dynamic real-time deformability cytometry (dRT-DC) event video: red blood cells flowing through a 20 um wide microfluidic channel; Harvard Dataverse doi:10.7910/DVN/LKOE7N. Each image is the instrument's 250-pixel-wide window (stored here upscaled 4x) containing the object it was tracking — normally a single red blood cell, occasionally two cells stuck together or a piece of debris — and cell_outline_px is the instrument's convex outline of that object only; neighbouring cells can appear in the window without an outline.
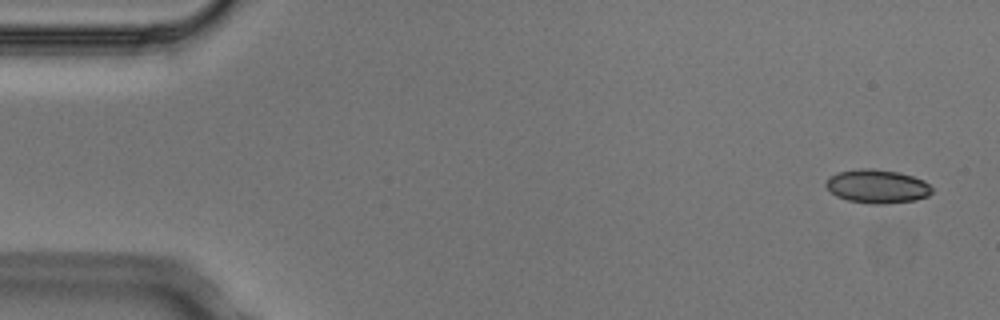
{"species": "Egyptian fruit bat (a non-hibernating species)", "species_latin": "Rousettus aegyptiacus", "temperature_condition": "cold", "stored_images_in_passage": 5, "camera_frame_rate_fps": 3000, "um_per_image_px": 0.085, "animal": {"sex": "male"}, "frame": {"image": 1, "passage_image": 1, "time_ms": 0.0, "image_size_px": [1000, 320], "cell_outline_px": [[932, 192], [928, 196], [916, 200], [884, 204], [872, 204], [848, 200], [836, 196], [824, 184], [828, 176], [836, 172], [860, 168], [872, 168], [900, 172], [924, 180], [932, 188]], "centroid_in_image_um": [74.55, 15.83], "position_along_channel_um": 10.5, "area_um2": 20.98}}
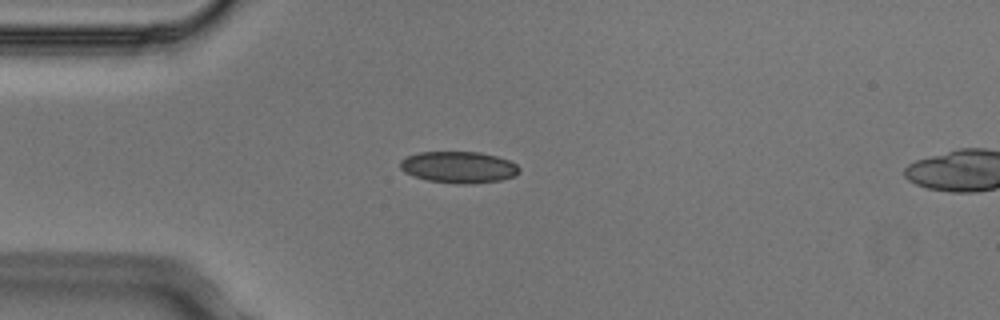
{"frame": {"image": 2, "passage_image": 4, "time_ms": 1.0, "image_size_px": [1000, 320], "cell_outline_px": [[520, 172], [516, 176], [500, 180], [464, 184], [460, 184], [428, 180], [412, 176], [404, 172], [400, 168], [400, 160], [408, 156], [420, 152], [480, 152], [496, 156], [508, 160], [516, 164], [520, 168]], "centroid_in_image_um": [38.99, 14.21], "position_along_channel_um": 46.0, "area_um2": 21.85}}